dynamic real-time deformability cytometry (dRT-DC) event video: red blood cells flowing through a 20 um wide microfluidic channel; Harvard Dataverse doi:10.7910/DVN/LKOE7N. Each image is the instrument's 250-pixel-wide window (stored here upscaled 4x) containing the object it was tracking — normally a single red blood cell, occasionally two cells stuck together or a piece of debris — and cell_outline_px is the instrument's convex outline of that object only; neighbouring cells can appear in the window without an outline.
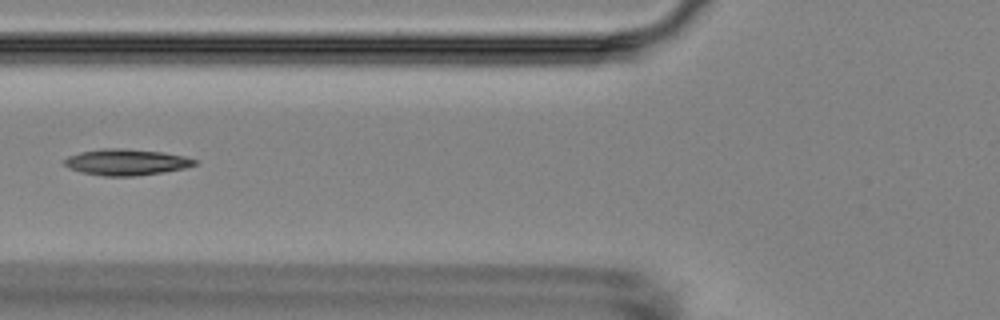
{"species": "Egyptian fruit bat (a non-hibernating species)", "species_latin": "Rousettus aegyptiacus", "temperature_condition": "room temperature", "stored_images_in_passage": 2, "camera_frame_rate_fps": 3000, "um_per_image_px": 0.085, "animal": {"sex": "female"}, "frame": {"image": 1, "passage_image": 2, "time_ms": 1.0, "image_size_px": [1000, 320], "cell_outline_px": [[196, 164], [184, 168], [164, 172], [136, 176], [104, 176], [80, 172], [68, 168], [64, 164], [64, 160], [68, 156], [80, 152], [104, 148], [124, 148], [164, 152], [184, 156], [196, 160]], "centroid_in_image_um": [10.71, 13.78], "position_along_channel_um": 115.1, "area_um2": 19.94}}